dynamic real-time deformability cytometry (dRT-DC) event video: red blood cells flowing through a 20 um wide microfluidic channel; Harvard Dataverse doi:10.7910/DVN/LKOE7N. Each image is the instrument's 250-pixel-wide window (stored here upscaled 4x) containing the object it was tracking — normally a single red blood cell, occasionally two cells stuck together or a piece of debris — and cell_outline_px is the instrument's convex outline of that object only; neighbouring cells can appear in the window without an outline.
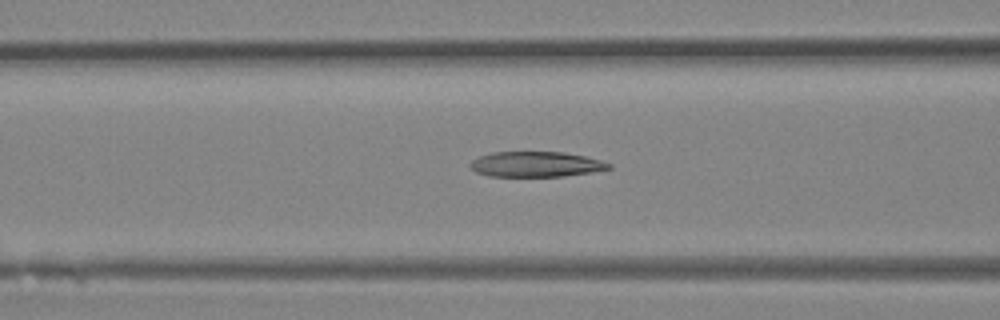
{"species": "Egyptian fruit bat (a non-hibernating species)", "species_latin": "Rousettus aegyptiacus", "temperature_condition": "room temperature", "stored_images_in_passage": 37, "camera_frame_rate_fps": 3000, "um_per_image_px": 0.085, "animal": {"sex": "female"}, "frame": {"image": 1, "passage_image": 15, "time_ms": 4.667, "image_size_px": [1000, 320], "cell_outline_px": [[612, 168], [564, 176], [488, 176], [476, 172], [468, 164], [472, 160], [480, 156], [492, 152], [564, 152], [584, 156], [600, 160], [612, 164]], "centroid_in_image_um": [45.53, 13.96], "position_along_channel_um": 121.1, "area_um2": 20.29}}
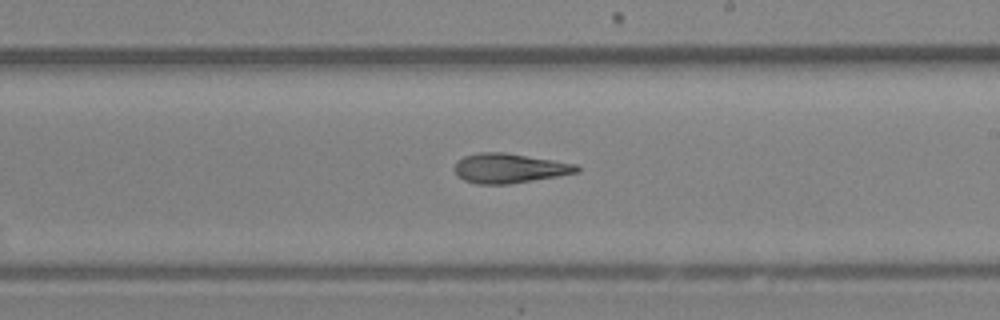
{"frame": {"image": 2, "passage_image": 22, "time_ms": 7.0, "image_size_px": [1000, 320], "cell_outline_px": [[580, 172], [508, 184], [476, 184], [464, 180], [456, 176], [452, 168], [456, 160], [464, 156], [480, 152], [504, 152], [576, 164], [580, 168]], "centroid_in_image_um": [43.21, 14.3], "position_along_channel_um": 245.8, "area_um2": 21.15}}
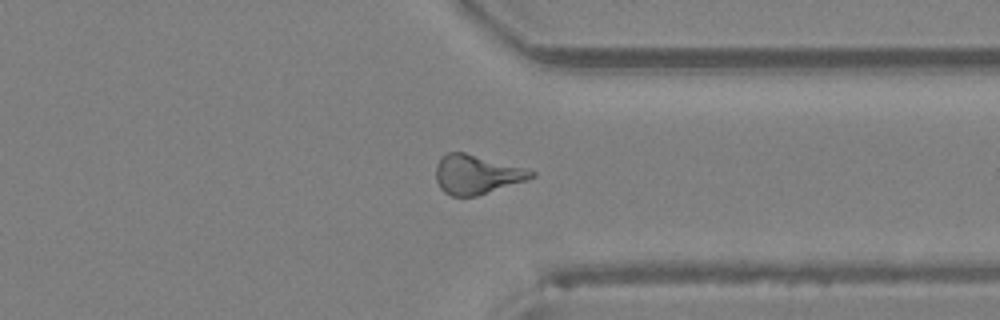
{"frame": {"image": 3, "passage_image": 29, "time_ms": 9.333, "image_size_px": [1000, 320], "cell_outline_px": [[536, 176], [528, 180], [476, 196], [452, 196], [444, 192], [440, 188], [436, 180], [436, 164], [440, 156], [448, 152], [464, 152], [524, 168], [536, 172]], "centroid_in_image_um": [40.49, 14.83], "position_along_channel_um": 370.9, "area_um2": 21.73}}